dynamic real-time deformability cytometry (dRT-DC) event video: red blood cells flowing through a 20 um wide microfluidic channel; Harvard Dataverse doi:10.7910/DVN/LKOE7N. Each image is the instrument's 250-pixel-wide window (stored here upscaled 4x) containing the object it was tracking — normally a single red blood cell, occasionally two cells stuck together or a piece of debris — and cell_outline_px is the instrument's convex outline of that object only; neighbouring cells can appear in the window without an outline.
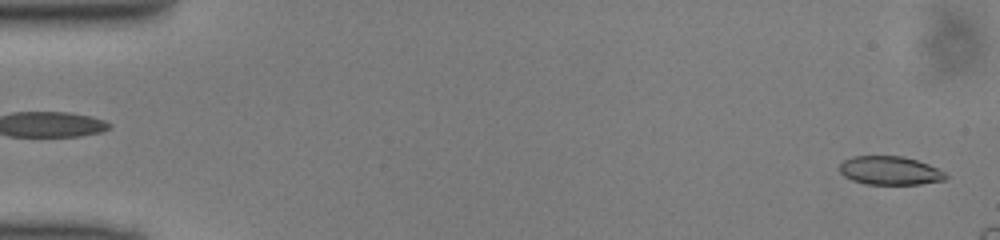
{"species": "common noctule bat (a hibernating species)", "species_latin": "Nyctalus noctula", "temperature_condition": "cold", "stored_images_in_passage": 10, "camera_frame_rate_fps": 3000, "um_per_image_px": 0.085, "animal": {"sex": "male", "body_mass_g": 13.0, "forearm_length_mm": 53.1}, "frame": {"image": 1, "passage_image": 1, "time_ms": 0.0, "image_size_px": [1000, 240], "cell_outline_px": [[948, 176], [944, 180], [920, 184], [864, 184], [852, 180], [844, 176], [840, 172], [840, 164], [844, 160], [852, 156], [904, 156], [928, 164], [944, 172]], "centroid_in_image_um": [75.62, 14.5], "position_along_channel_um": 9.4, "area_um2": 17.63}}